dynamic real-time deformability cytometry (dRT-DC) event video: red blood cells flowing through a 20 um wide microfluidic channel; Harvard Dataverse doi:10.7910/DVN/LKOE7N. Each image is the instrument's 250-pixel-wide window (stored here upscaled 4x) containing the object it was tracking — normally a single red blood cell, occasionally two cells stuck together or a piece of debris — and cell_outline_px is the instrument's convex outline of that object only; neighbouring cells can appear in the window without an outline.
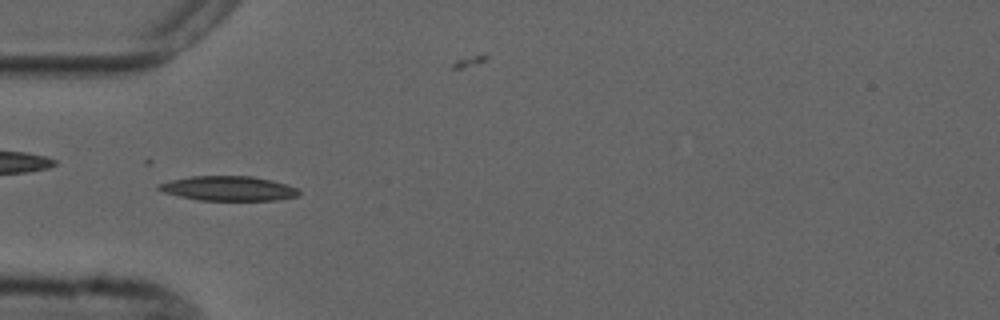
{"species": "common noctule bat (a hibernating species)", "species_latin": "Nyctalus noctula", "temperature_condition": "cold", "stored_images_in_passage": 9, "camera_frame_rate_fps": 3000, "um_per_image_px": 0.085, "animal": {"sex": "male", "forearm_length_mm": 52.5}, "frame": {"image": 1, "passage_image": 4, "time_ms": 4.333, "image_size_px": [1000, 320], "cell_outline_px": [[300, 196], [276, 200], [200, 200], [180, 196], [164, 192], [156, 188], [156, 184], [172, 180], [192, 176], [252, 176], [272, 180], [288, 184], [300, 188]], "centroid_in_image_um": [19.48, 16.01], "position_along_channel_um": 65.5, "area_um2": 20.23}}
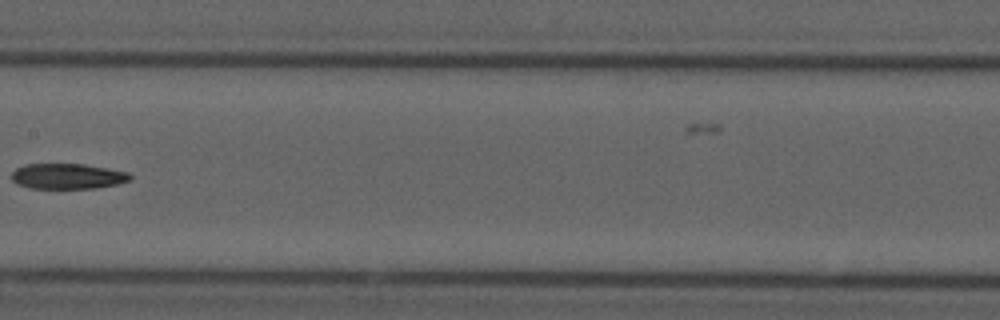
{"frame": {"image": 2, "passage_image": 7, "time_ms": 8.0, "image_size_px": [1000, 320], "cell_outline_px": [[132, 180], [116, 184], [96, 188], [28, 188], [16, 184], [12, 180], [12, 172], [16, 168], [24, 164], [84, 164], [108, 168], [128, 172], [132, 176]], "centroid_in_image_um": [5.74, 14.98], "position_along_channel_um": 201.7, "area_um2": 17.69}}
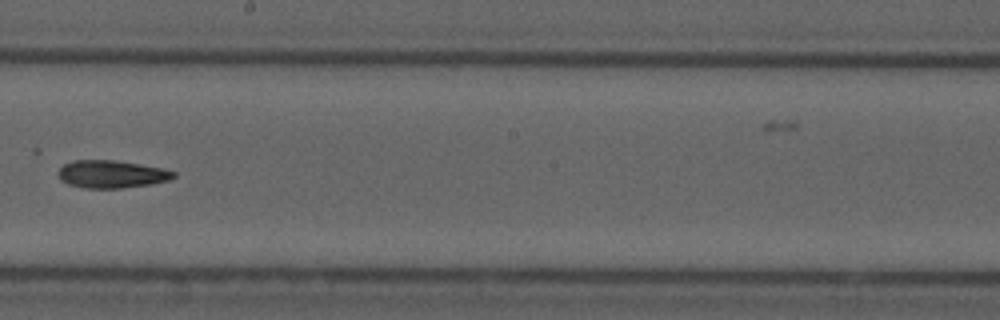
{"frame": {"image": 3, "passage_image": 8, "time_ms": 9.0, "image_size_px": [1000, 320], "cell_outline_px": [[176, 176], [168, 180], [152, 184], [120, 188], [84, 188], [68, 184], [60, 180], [56, 172], [64, 164], [72, 160], [112, 160], [140, 164], [164, 168], [176, 172]], "centroid_in_image_um": [9.46, 14.8], "position_along_channel_um": 238.7, "area_um2": 18.73}}